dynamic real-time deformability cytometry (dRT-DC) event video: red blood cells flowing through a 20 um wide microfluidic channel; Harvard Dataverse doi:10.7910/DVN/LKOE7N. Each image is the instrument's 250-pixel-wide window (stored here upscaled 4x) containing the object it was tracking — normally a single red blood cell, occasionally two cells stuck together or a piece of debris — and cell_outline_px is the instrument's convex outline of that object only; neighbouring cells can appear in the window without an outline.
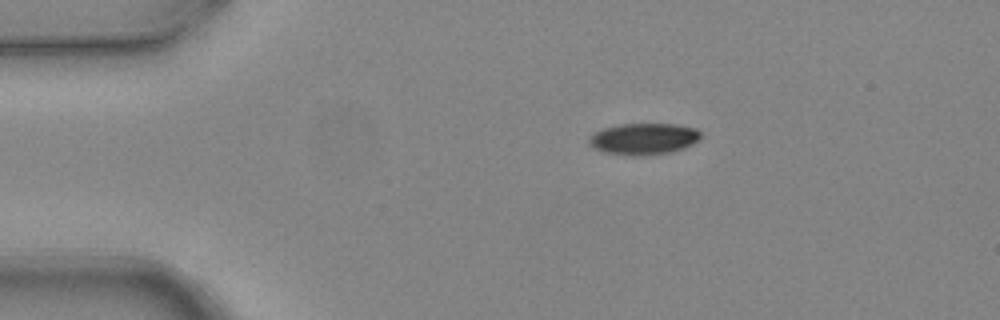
{"species": "common noctule bat (a hibernating species)", "species_latin": "Nyctalus noctula", "temperature_condition": "warm", "stored_images_in_passage": 5, "camera_frame_rate_fps": 3000, "um_per_image_px": 0.085, "animal": {"sex": "female", "body_mass_g": 24.6, "forearm_length_mm": 56.2}, "frame": {"image": 1, "passage_image": 1, "time_ms": 0.0, "image_size_px": [1000, 320], "cell_outline_px": [[700, 140], [684, 148], [672, 152], [640, 156], [632, 156], [604, 152], [588, 144], [588, 136], [604, 128], [620, 124], [676, 124], [696, 128], [700, 132]], "centroid_in_image_um": [54.72, 11.8], "position_along_channel_um": 30.3, "area_um2": 20.58}}
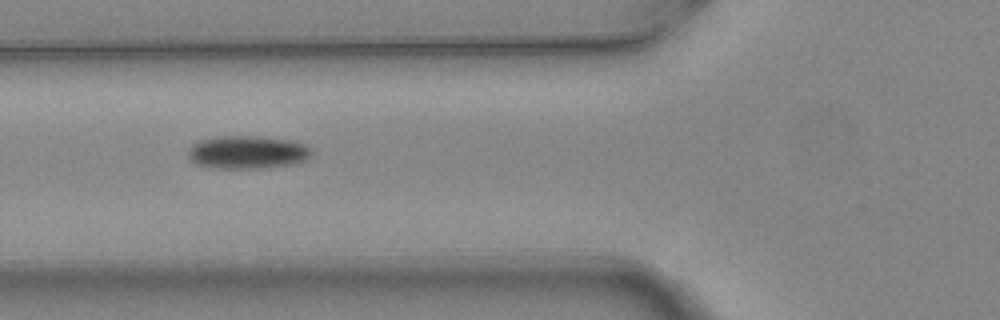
{"frame": {"image": 2, "passage_image": 4, "time_ms": 1.0, "image_size_px": [1000, 320], "cell_outline_px": [[312, 152], [304, 160], [292, 164], [256, 168], [212, 168], [196, 164], [188, 160], [188, 148], [192, 144], [200, 140], [224, 136], [256, 136], [288, 140], [304, 144]], "centroid_in_image_um": [20.94, 12.94], "position_along_channel_um": 104.9, "area_um2": 23.52}}
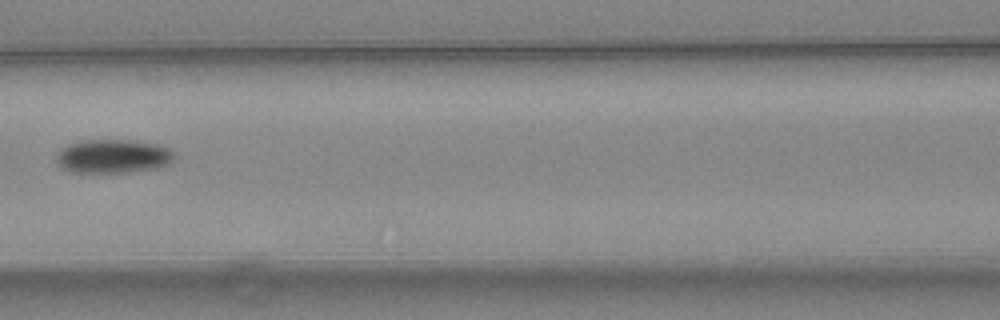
{"frame": {"image": 3, "passage_image": 5, "time_ms": 1.333, "image_size_px": [1000, 320], "cell_outline_px": [[172, 160], [168, 164], [156, 168], [128, 172], [68, 172], [60, 168], [56, 164], [56, 152], [68, 144], [84, 140], [132, 140], [156, 144], [168, 148], [172, 152]], "centroid_in_image_um": [9.52, 13.28], "position_along_channel_um": 157.1, "area_um2": 23.24}}